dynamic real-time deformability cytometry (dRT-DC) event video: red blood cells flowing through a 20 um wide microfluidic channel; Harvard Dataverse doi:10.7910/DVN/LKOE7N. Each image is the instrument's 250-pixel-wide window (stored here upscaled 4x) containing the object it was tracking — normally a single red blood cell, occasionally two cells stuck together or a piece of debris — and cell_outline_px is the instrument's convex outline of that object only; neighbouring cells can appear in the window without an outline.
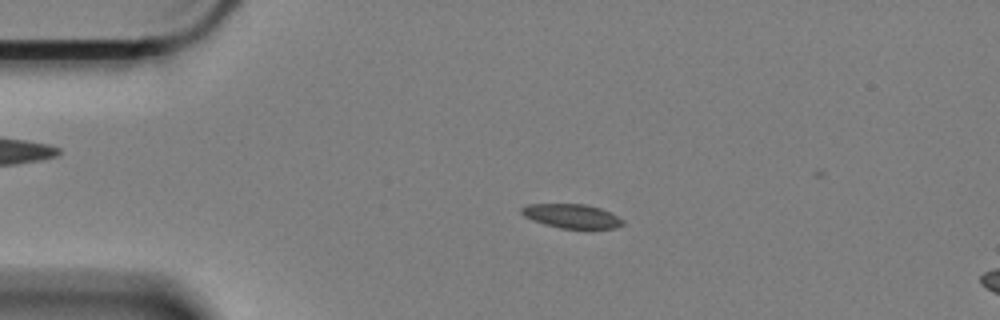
{"species": "Egyptian fruit bat (a non-hibernating species)", "species_latin": "Rousettus aegyptiacus", "temperature_condition": "cold", "stored_images_in_passage": 60, "camera_frame_rate_fps": 3000, "um_per_image_px": 0.085, "animal": {"sex": "female"}, "frame": {"image": 1, "passage_image": 13, "time_ms": 4.0, "image_size_px": [1000, 320], "cell_outline_px": [[624, 224], [612, 228], [560, 228], [544, 224], [532, 220], [524, 216], [520, 212], [520, 208], [528, 204], [584, 204], [600, 208], [624, 220]], "centroid_in_image_um": [48.55, 18.36], "position_along_channel_um": 36.5, "area_um2": 14.05}}
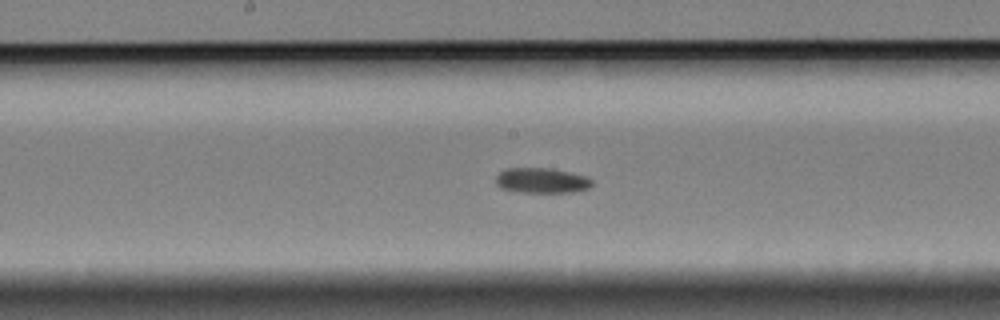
{"frame": {"image": 2, "passage_image": 31, "time_ms": 10.0, "image_size_px": [1000, 320], "cell_outline_px": [[592, 184], [588, 188], [572, 192], [524, 192], [500, 188], [496, 184], [496, 176], [500, 172], [508, 168], [552, 168], [572, 172], [588, 176], [592, 180]], "centroid_in_image_um": [46.07, 15.33], "position_along_channel_um": 202.1, "area_um2": 14.16}}
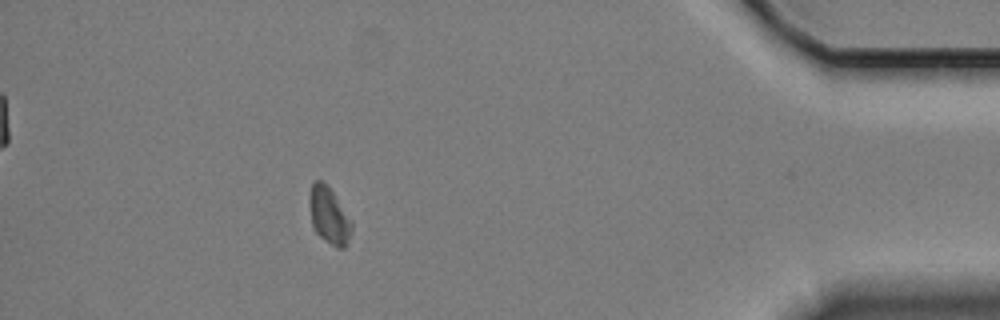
{"frame": {"image": 3, "passage_image": 54, "time_ms": 17.667, "image_size_px": [1000, 320], "cell_outline_px": [[352, 232], [348, 244], [344, 248], [336, 248], [324, 240], [312, 228], [308, 200], [308, 196], [312, 180], [320, 180], [332, 192], [352, 220]], "centroid_in_image_um": [27.95, 18.35], "position_along_channel_um": 407.2, "area_um2": 14.22}}